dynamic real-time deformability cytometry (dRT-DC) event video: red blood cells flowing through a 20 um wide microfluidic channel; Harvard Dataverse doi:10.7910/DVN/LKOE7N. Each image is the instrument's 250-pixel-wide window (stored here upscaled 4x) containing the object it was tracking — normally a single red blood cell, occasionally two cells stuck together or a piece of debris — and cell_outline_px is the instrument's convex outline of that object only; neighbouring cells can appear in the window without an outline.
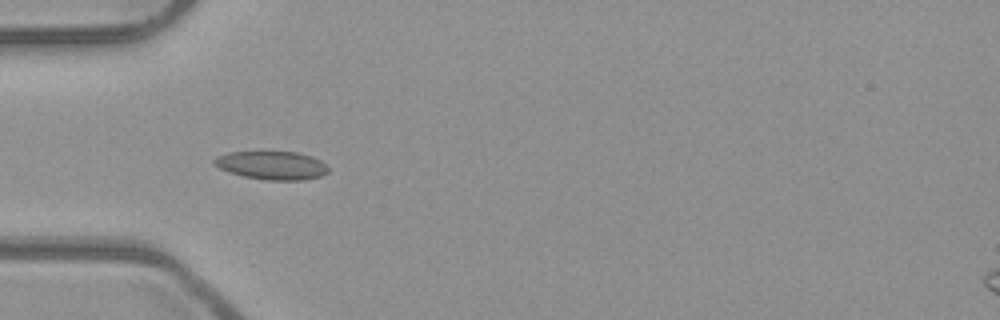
{"species": "common noctule bat (a hibernating species)", "species_latin": "Nyctalus noctula", "temperature_condition": "room temperature", "stored_images_in_passage": 4, "camera_frame_rate_fps": 3000, "um_per_image_px": 0.085, "animal": {"sex": "male", "body_mass_g": 23.1, "forearm_length_mm": 52.7}, "frame": {"image": 1, "passage_image": 3, "time_ms": 0.667, "image_size_px": [1000, 320], "cell_outline_px": [[328, 172], [320, 176], [304, 180], [264, 180], [244, 176], [228, 172], [212, 164], [212, 160], [216, 156], [228, 152], [296, 152], [312, 156], [320, 160], [328, 168]], "centroid_in_image_um": [23.07, 14.05], "position_along_channel_um": 61.9, "area_um2": 18.9}}
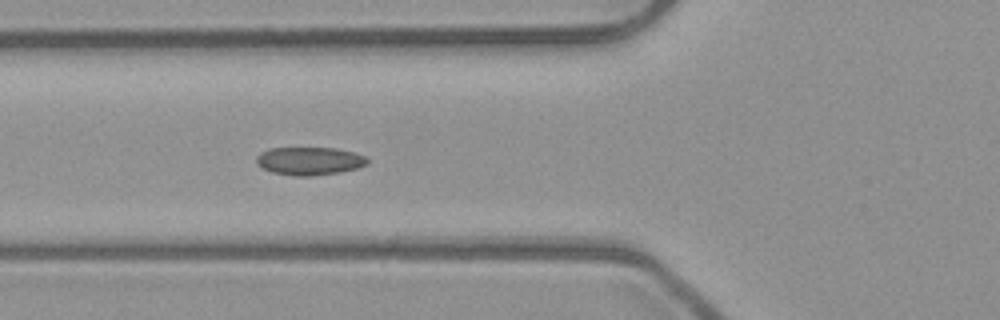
{"frame": {"image": 2, "passage_image": 4, "time_ms": 1.0, "image_size_px": [1000, 320], "cell_outline_px": [[368, 164], [356, 168], [340, 172], [308, 176], [292, 176], [272, 172], [260, 168], [256, 164], [256, 156], [260, 152], [268, 148], [336, 148], [368, 156]], "centroid_in_image_um": [26.27, 13.68], "position_along_channel_um": 99.5, "area_um2": 18.32}}